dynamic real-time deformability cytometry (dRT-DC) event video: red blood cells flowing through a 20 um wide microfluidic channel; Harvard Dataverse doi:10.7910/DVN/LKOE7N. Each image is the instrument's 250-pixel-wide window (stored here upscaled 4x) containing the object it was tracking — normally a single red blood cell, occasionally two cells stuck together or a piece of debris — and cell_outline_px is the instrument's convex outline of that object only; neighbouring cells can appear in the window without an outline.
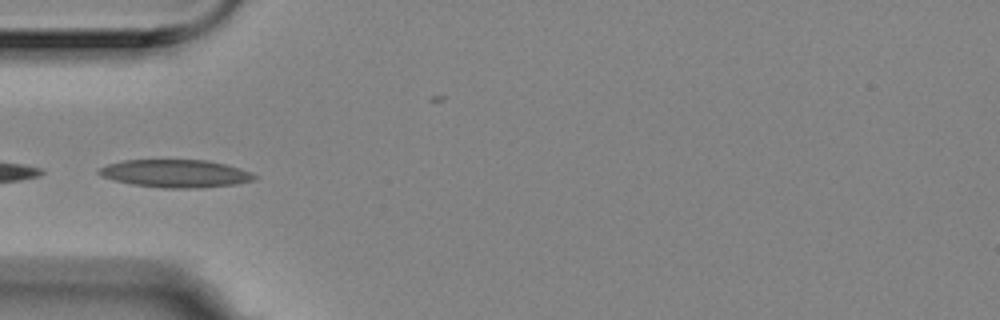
{"species": "Egyptian fruit bat (a non-hibernating species)", "species_latin": "Rousettus aegyptiacus", "temperature_condition": "room temperature", "stored_images_in_passage": 3, "camera_frame_rate_fps": 3000, "um_per_image_px": 0.085, "animal": {"sex": "female"}, "frame": {"image": 1, "passage_image": 2, "time_ms": 0.333, "image_size_px": [1000, 320], "cell_outline_px": [[256, 176], [252, 180], [236, 184], [200, 188], [164, 188], [132, 184], [100, 176], [96, 172], [100, 168], [108, 164], [124, 160], [208, 160], [240, 168], [252, 172]], "centroid_in_image_um": [14.92, 14.75], "position_along_channel_um": 70.1, "area_um2": 25.09}}